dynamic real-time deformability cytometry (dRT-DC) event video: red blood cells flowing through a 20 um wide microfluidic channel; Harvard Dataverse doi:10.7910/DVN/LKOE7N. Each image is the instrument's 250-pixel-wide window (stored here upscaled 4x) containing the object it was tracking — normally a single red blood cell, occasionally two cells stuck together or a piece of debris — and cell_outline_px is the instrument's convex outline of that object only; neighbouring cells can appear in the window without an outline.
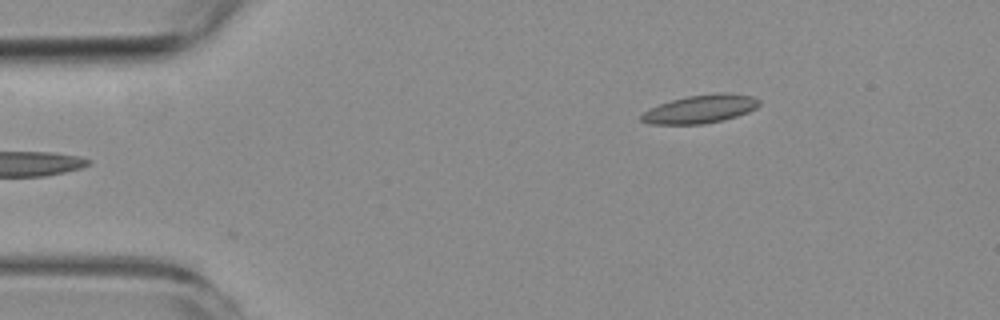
{"species": "common noctule bat (a hibernating species)", "species_latin": "Nyctalus noctula", "temperature_condition": "room temperature", "stored_images_in_passage": 3, "camera_frame_rate_fps": 3000, "um_per_image_px": 0.085, "animal": {"sex": "female", "body_mass_g": 19.3, "forearm_length_mm": 54.1}, "frame": {"image": 1, "passage_image": 3, "time_ms": 2.333, "image_size_px": [1000, 320], "cell_outline_px": [[760, 104], [756, 108], [748, 112], [724, 120], [704, 124], [648, 124], [640, 120], [640, 116], [648, 108], [672, 100], [688, 96], [720, 92], [728, 92], [752, 96], [760, 100]], "centroid_in_image_um": [59.53, 9.26], "position_along_channel_um": 25.5, "area_um2": 19.54}}